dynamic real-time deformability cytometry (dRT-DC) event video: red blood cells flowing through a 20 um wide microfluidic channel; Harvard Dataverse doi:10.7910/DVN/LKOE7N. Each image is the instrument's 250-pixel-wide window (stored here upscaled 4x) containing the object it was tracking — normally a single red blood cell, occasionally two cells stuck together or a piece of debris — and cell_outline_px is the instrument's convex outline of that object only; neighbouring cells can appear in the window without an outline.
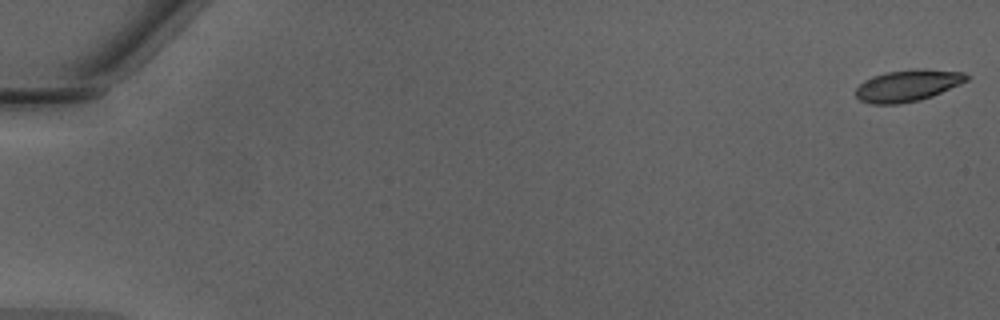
{"species": "Egyptian fruit bat (a non-hibernating species)", "species_latin": "Rousettus aegyptiacus", "temperature_condition": "warm", "stored_images_in_passage": 50, "camera_frame_rate_fps": 3000, "um_per_image_px": 0.085, "animal": {"sex": "male"}, "frame": {"image": 1, "passage_image": 1, "time_ms": 0.0, "image_size_px": [1000, 320], "cell_outline_px": [[972, 76], [968, 80], [960, 84], [932, 96], [920, 100], [900, 104], [872, 104], [860, 100], [856, 96], [856, 88], [864, 80], [872, 76], [888, 72], [916, 68], [924, 68], [964, 72]], "centroid_in_image_um": [77.19, 7.26], "position_along_channel_um": 7.8, "area_um2": 20.63}}
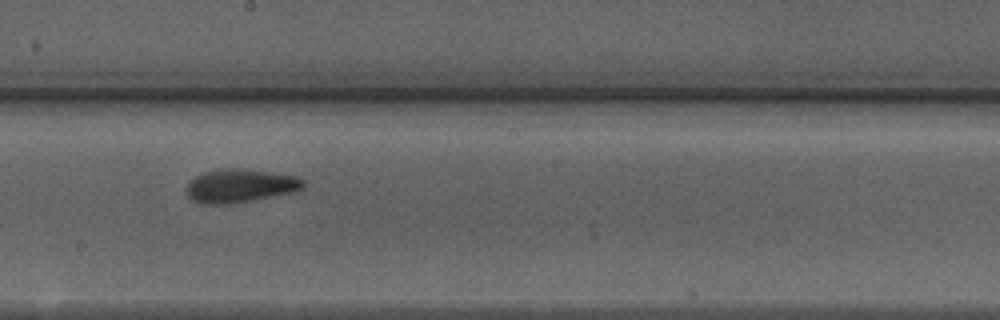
{"frame": {"image": 2, "passage_image": 29, "time_ms": 9.333, "image_size_px": [1000, 320], "cell_outline_px": [[304, 188], [292, 192], [248, 200], [224, 204], [204, 204], [192, 200], [184, 192], [184, 188], [196, 176], [204, 172], [228, 168], [232, 168], [296, 176], [304, 180]], "centroid_in_image_um": [20.35, 15.8], "position_along_channel_um": 227.9, "area_um2": 22.14}}
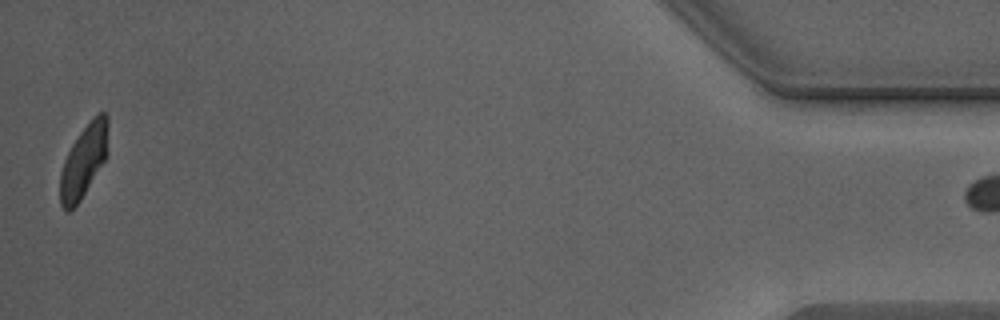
{"frame": {"image": 3, "passage_image": 49, "time_ms": 16.0, "image_size_px": [1000, 320], "cell_outline_px": [[108, 152], [104, 160], [80, 200], [68, 212], [60, 204], [60, 172], [64, 160], [72, 144], [80, 132], [100, 112], [104, 112], [108, 116]], "centroid_in_image_um": [7.12, 13.67], "position_along_channel_um": 428.1, "area_um2": 19.88}}